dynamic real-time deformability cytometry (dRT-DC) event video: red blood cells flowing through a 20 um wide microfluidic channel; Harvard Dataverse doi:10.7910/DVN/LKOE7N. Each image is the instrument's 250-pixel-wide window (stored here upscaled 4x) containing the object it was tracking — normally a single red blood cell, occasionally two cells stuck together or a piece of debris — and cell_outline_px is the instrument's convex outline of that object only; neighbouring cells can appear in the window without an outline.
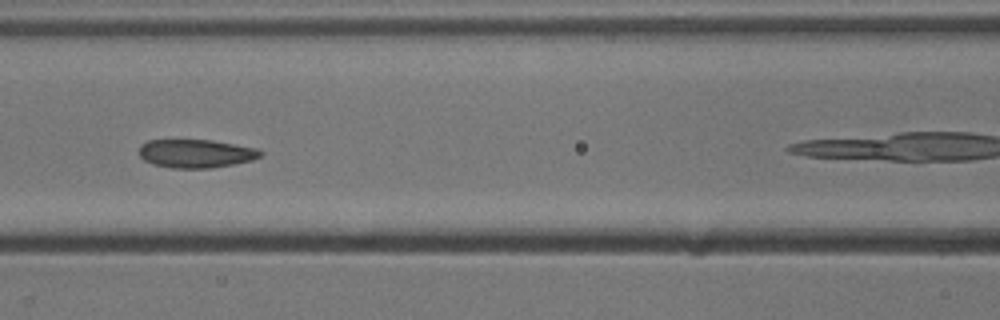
{"species": "common noctule bat (a hibernating species)", "species_latin": "Nyctalus noctula", "temperature_condition": "cold", "stored_images_in_passage": 21, "camera_frame_rate_fps": 3000, "um_per_image_px": 0.085, "animal": {"sex": "male", "body_mass_g": 13.3}, "frame": {"image": 1, "passage_image": 15, "time_ms": 4.667, "image_size_px": [1000, 320], "cell_outline_px": [[264, 152], [260, 156], [252, 160], [212, 168], [172, 168], [152, 164], [144, 160], [140, 156], [140, 144], [148, 140], [212, 140], [256, 148]], "centroid_in_image_um": [16.64, 13.05], "position_along_channel_um": 150.0, "area_um2": 20.06}}